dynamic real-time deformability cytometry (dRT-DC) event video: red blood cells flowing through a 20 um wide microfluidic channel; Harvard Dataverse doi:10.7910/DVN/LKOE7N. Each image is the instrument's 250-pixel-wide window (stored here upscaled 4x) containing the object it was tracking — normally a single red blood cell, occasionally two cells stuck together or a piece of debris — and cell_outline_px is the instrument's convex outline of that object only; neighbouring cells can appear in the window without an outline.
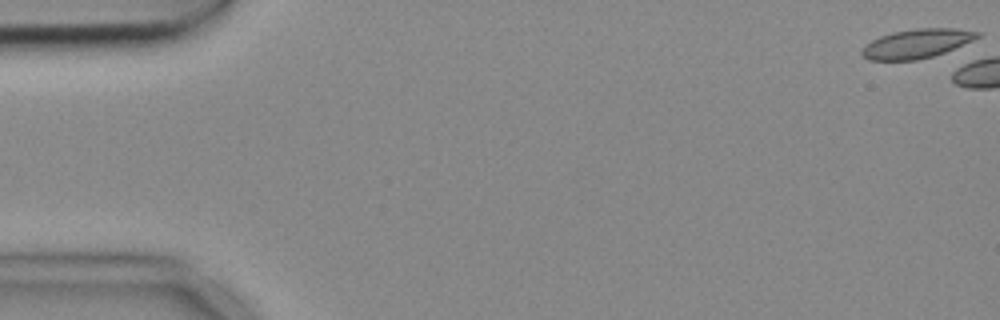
{"species": "common noctule bat (a hibernating species)", "species_latin": "Nyctalus noctula", "temperature_condition": "cold", "stored_images_in_passage": 6, "camera_frame_rate_fps": 3000, "um_per_image_px": 0.085, "animal": {"sex": "female", "body_mass_g": 18.4}, "frame": {"image": 1, "passage_image": 1, "time_ms": 0.0, "image_size_px": [1000, 320], "cell_outline_px": [[980, 36], [972, 40], [944, 52], [932, 56], [916, 60], [868, 60], [860, 52], [872, 40], [880, 36], [892, 32], [916, 28], [956, 28], [980, 32]], "centroid_in_image_um": [77.91, 3.7], "position_along_channel_um": 7.1, "area_um2": 19.31}}